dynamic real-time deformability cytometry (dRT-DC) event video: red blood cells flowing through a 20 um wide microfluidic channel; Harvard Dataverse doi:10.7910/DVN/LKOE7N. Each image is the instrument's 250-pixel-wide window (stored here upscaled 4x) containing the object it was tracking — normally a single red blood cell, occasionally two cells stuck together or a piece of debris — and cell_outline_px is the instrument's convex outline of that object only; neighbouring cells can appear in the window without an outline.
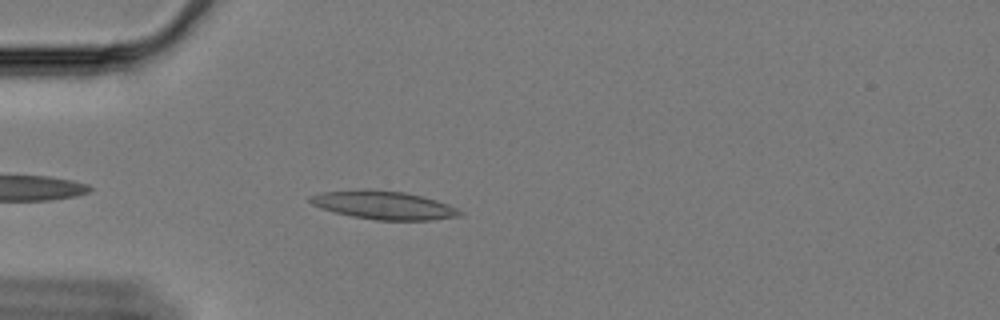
{"species": "Egyptian fruit bat (a non-hibernating species)", "species_latin": "Rousettus aegyptiacus", "temperature_condition": "cold", "stored_images_in_passage": 44, "camera_frame_rate_fps": 3000, "um_per_image_px": 0.085, "animal": {"sex": "female"}, "frame": {"image": 1, "passage_image": 4, "time_ms": 1.0, "image_size_px": [1000, 320], "cell_outline_px": [[464, 212], [460, 216], [432, 220], [376, 220], [352, 216], [320, 208], [312, 204], [308, 200], [308, 196], [324, 192], [368, 188], [404, 192], [436, 200], [448, 204]], "centroid_in_image_um": [32.61, 17.43], "position_along_channel_um": 52.4, "area_um2": 24.74}}
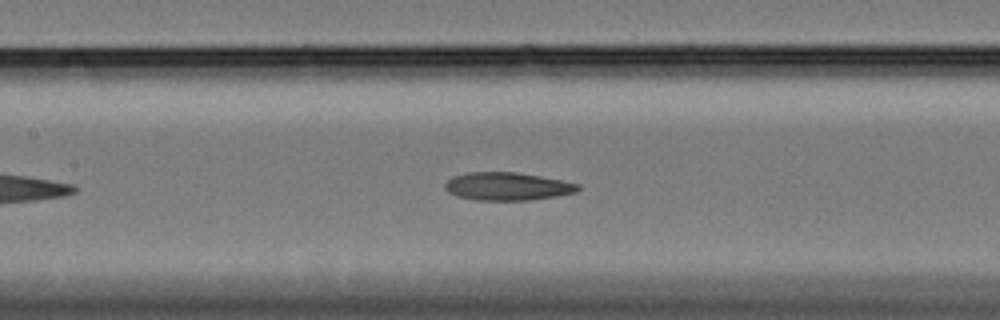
{"frame": {"image": 2, "passage_image": 15, "time_ms": 4.667, "image_size_px": [1000, 320], "cell_outline_px": [[580, 188], [576, 192], [556, 196], [532, 200], [476, 200], [456, 196], [448, 192], [444, 188], [444, 184], [452, 176], [468, 172], [516, 172], [540, 176], [580, 184]], "centroid_in_image_um": [43.1, 15.84], "position_along_channel_um": 164.3, "area_um2": 21.73}}
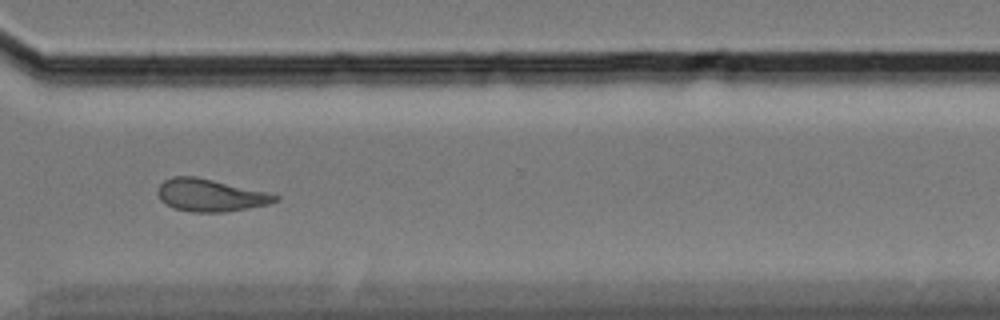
{"frame": {"image": 3, "passage_image": 32, "time_ms": 10.333, "image_size_px": [1000, 320], "cell_outline_px": [[280, 200], [268, 204], [224, 212], [192, 212], [172, 208], [160, 200], [156, 192], [160, 184], [164, 180], [172, 176], [196, 176], [268, 192], [280, 196]], "centroid_in_image_um": [17.85, 16.59], "position_along_channel_um": 352.7, "area_um2": 22.31}, "authors_computed_cell_mechanics": {"area_um2": 21.7328, "velocity_mm_per_s": 3.3361, "shape_relaxation_time_tau1_ms": null, "shape_relaxation_time_tau2_ms": 5.0392, "deformation_change_tau1": null, "deformation_change_tau2": 0.1338}}